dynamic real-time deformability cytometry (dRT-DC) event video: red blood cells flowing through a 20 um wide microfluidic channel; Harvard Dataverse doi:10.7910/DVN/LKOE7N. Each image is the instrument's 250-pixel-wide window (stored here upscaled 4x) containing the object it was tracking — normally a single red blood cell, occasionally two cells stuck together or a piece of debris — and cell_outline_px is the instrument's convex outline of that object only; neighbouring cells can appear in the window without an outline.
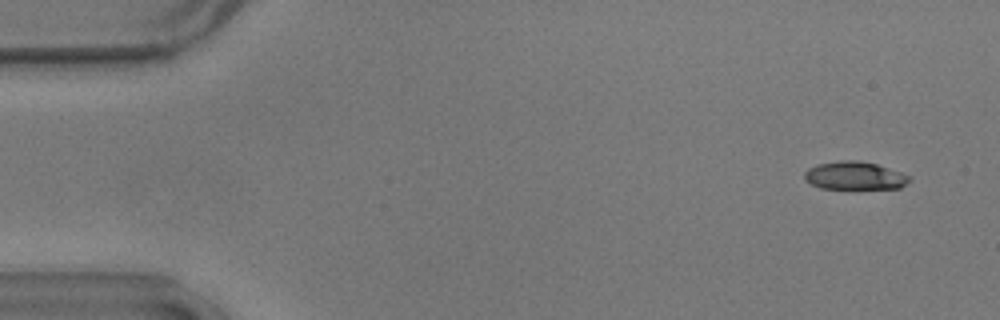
{"species": "common noctule bat (a hibernating species)", "species_latin": "Nyctalus noctula", "temperature_condition": "warm", "stored_images_in_passage": 56, "camera_frame_rate_fps": 3000, "um_per_image_px": 0.085, "animal": {"sex": "male", "body_mass_g": 17.9}, "frame": {"image": 1, "passage_image": 4, "time_ms": 1.0, "image_size_px": [1000, 320], "cell_outline_px": [[912, 180], [900, 188], [820, 188], [804, 180], [804, 172], [808, 168], [816, 164], [844, 160], [856, 160], [876, 164], [912, 176]], "centroid_in_image_um": [72.65, 14.93], "position_along_channel_um": 12.4, "area_um2": 17.11}}
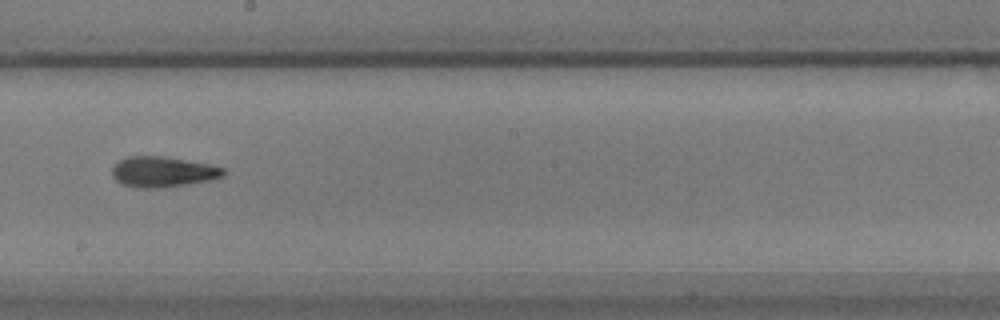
{"frame": {"image": 2, "passage_image": 32, "time_ms": 10.333, "image_size_px": [1000, 320], "cell_outline_px": [[224, 176], [212, 180], [160, 188], [136, 188], [120, 184], [112, 176], [112, 168], [116, 160], [128, 156], [160, 156], [212, 164], [224, 168]], "centroid_in_image_um": [13.8, 14.6], "position_along_channel_um": 234.4, "area_um2": 20.06}}
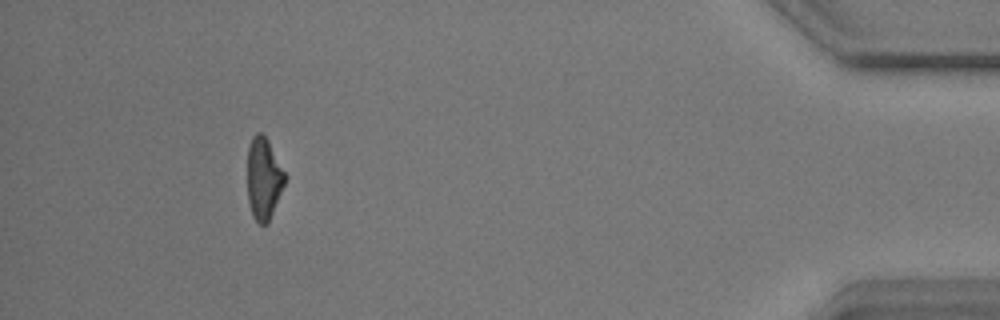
{"frame": {"image": 3, "passage_image": 52, "time_ms": 17.0, "image_size_px": [1000, 320], "cell_outline_px": [[288, 176], [268, 224], [260, 224], [252, 216], [248, 200], [248, 148], [252, 136], [256, 132], [260, 132], [268, 140]], "centroid_in_image_um": [22.43, 15.17], "position_along_channel_um": 412.8, "area_um2": 18.09}, "authors_computed_cell_mechanics": {"area_um2": 18.9873, "velocity_mm_per_s": 3.6175, "shape_relaxation_time_tau1_ms": 4.4553, "shape_relaxation_time_tau2_ms": 3.0148, "deformation_change_tau1": 0.1746, "deformation_change_tau2": 0.1102}}